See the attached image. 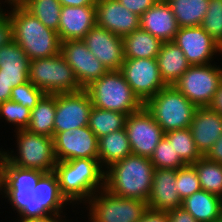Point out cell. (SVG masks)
Returning a JSON list of instances; mask_svg holds the SVG:
<instances>
[{
  "label": "cell",
  "instance_id": "1",
  "mask_svg": "<svg viewBox=\"0 0 222 222\" xmlns=\"http://www.w3.org/2000/svg\"><path fill=\"white\" fill-rule=\"evenodd\" d=\"M54 172L60 192L72 208L81 203L84 206L96 192L105 189V169L98 159L57 161Z\"/></svg>",
  "mask_w": 222,
  "mask_h": 222
},
{
  "label": "cell",
  "instance_id": "2",
  "mask_svg": "<svg viewBox=\"0 0 222 222\" xmlns=\"http://www.w3.org/2000/svg\"><path fill=\"white\" fill-rule=\"evenodd\" d=\"M154 171L150 158L131 154L105 169V189L119 197L147 202Z\"/></svg>",
  "mask_w": 222,
  "mask_h": 222
},
{
  "label": "cell",
  "instance_id": "3",
  "mask_svg": "<svg viewBox=\"0 0 222 222\" xmlns=\"http://www.w3.org/2000/svg\"><path fill=\"white\" fill-rule=\"evenodd\" d=\"M8 15L12 21L13 40L25 51L30 61L60 53L58 32L45 27L22 5L9 6Z\"/></svg>",
  "mask_w": 222,
  "mask_h": 222
},
{
  "label": "cell",
  "instance_id": "4",
  "mask_svg": "<svg viewBox=\"0 0 222 222\" xmlns=\"http://www.w3.org/2000/svg\"><path fill=\"white\" fill-rule=\"evenodd\" d=\"M88 92L92 106L123 114H132L144 104L134 94L120 70H108L101 78L89 84Z\"/></svg>",
  "mask_w": 222,
  "mask_h": 222
},
{
  "label": "cell",
  "instance_id": "5",
  "mask_svg": "<svg viewBox=\"0 0 222 222\" xmlns=\"http://www.w3.org/2000/svg\"><path fill=\"white\" fill-rule=\"evenodd\" d=\"M16 150L0 148V153L13 165L42 172L54 171L57 163L53 138L25 130L14 131ZM3 148V149H2ZM15 152V153H14Z\"/></svg>",
  "mask_w": 222,
  "mask_h": 222
},
{
  "label": "cell",
  "instance_id": "6",
  "mask_svg": "<svg viewBox=\"0 0 222 222\" xmlns=\"http://www.w3.org/2000/svg\"><path fill=\"white\" fill-rule=\"evenodd\" d=\"M144 106L166 133L189 128L197 107L173 85L166 86Z\"/></svg>",
  "mask_w": 222,
  "mask_h": 222
},
{
  "label": "cell",
  "instance_id": "7",
  "mask_svg": "<svg viewBox=\"0 0 222 222\" xmlns=\"http://www.w3.org/2000/svg\"><path fill=\"white\" fill-rule=\"evenodd\" d=\"M28 79L45 94H61L81 91L74 70L61 53L29 62Z\"/></svg>",
  "mask_w": 222,
  "mask_h": 222
},
{
  "label": "cell",
  "instance_id": "8",
  "mask_svg": "<svg viewBox=\"0 0 222 222\" xmlns=\"http://www.w3.org/2000/svg\"><path fill=\"white\" fill-rule=\"evenodd\" d=\"M216 64L190 65L173 86L197 108L210 107L222 82V67Z\"/></svg>",
  "mask_w": 222,
  "mask_h": 222
},
{
  "label": "cell",
  "instance_id": "9",
  "mask_svg": "<svg viewBox=\"0 0 222 222\" xmlns=\"http://www.w3.org/2000/svg\"><path fill=\"white\" fill-rule=\"evenodd\" d=\"M84 207L87 222H138L148 208L145 200L119 197L106 189L96 192Z\"/></svg>",
  "mask_w": 222,
  "mask_h": 222
},
{
  "label": "cell",
  "instance_id": "10",
  "mask_svg": "<svg viewBox=\"0 0 222 222\" xmlns=\"http://www.w3.org/2000/svg\"><path fill=\"white\" fill-rule=\"evenodd\" d=\"M45 172L11 164L0 153V195L18 215L33 198V189Z\"/></svg>",
  "mask_w": 222,
  "mask_h": 222
},
{
  "label": "cell",
  "instance_id": "11",
  "mask_svg": "<svg viewBox=\"0 0 222 222\" xmlns=\"http://www.w3.org/2000/svg\"><path fill=\"white\" fill-rule=\"evenodd\" d=\"M68 204L71 205L60 192L55 172H45L33 189V198L15 219L26 221L49 215H65L63 211Z\"/></svg>",
  "mask_w": 222,
  "mask_h": 222
},
{
  "label": "cell",
  "instance_id": "12",
  "mask_svg": "<svg viewBox=\"0 0 222 222\" xmlns=\"http://www.w3.org/2000/svg\"><path fill=\"white\" fill-rule=\"evenodd\" d=\"M120 71L143 104L167 86L161 78L156 58L124 59Z\"/></svg>",
  "mask_w": 222,
  "mask_h": 222
},
{
  "label": "cell",
  "instance_id": "13",
  "mask_svg": "<svg viewBox=\"0 0 222 222\" xmlns=\"http://www.w3.org/2000/svg\"><path fill=\"white\" fill-rule=\"evenodd\" d=\"M125 129L132 154L150 158L165 132L154 120L153 115L143 106L126 118Z\"/></svg>",
  "mask_w": 222,
  "mask_h": 222
},
{
  "label": "cell",
  "instance_id": "14",
  "mask_svg": "<svg viewBox=\"0 0 222 222\" xmlns=\"http://www.w3.org/2000/svg\"><path fill=\"white\" fill-rule=\"evenodd\" d=\"M173 42L190 65L211 64L216 57H222V47L201 26L179 28Z\"/></svg>",
  "mask_w": 222,
  "mask_h": 222
},
{
  "label": "cell",
  "instance_id": "15",
  "mask_svg": "<svg viewBox=\"0 0 222 222\" xmlns=\"http://www.w3.org/2000/svg\"><path fill=\"white\" fill-rule=\"evenodd\" d=\"M92 103L88 92L56 94V115L54 119V135L58 132L88 126Z\"/></svg>",
  "mask_w": 222,
  "mask_h": 222
},
{
  "label": "cell",
  "instance_id": "16",
  "mask_svg": "<svg viewBox=\"0 0 222 222\" xmlns=\"http://www.w3.org/2000/svg\"><path fill=\"white\" fill-rule=\"evenodd\" d=\"M53 145L57 161L98 159V138L89 126L58 132Z\"/></svg>",
  "mask_w": 222,
  "mask_h": 222
},
{
  "label": "cell",
  "instance_id": "17",
  "mask_svg": "<svg viewBox=\"0 0 222 222\" xmlns=\"http://www.w3.org/2000/svg\"><path fill=\"white\" fill-rule=\"evenodd\" d=\"M60 53L74 70L76 78L83 89L93 81L101 78L108 71L82 40L61 42Z\"/></svg>",
  "mask_w": 222,
  "mask_h": 222
},
{
  "label": "cell",
  "instance_id": "18",
  "mask_svg": "<svg viewBox=\"0 0 222 222\" xmlns=\"http://www.w3.org/2000/svg\"><path fill=\"white\" fill-rule=\"evenodd\" d=\"M82 41L108 70H120L125 59L121 37L96 25Z\"/></svg>",
  "mask_w": 222,
  "mask_h": 222
},
{
  "label": "cell",
  "instance_id": "19",
  "mask_svg": "<svg viewBox=\"0 0 222 222\" xmlns=\"http://www.w3.org/2000/svg\"><path fill=\"white\" fill-rule=\"evenodd\" d=\"M97 26L124 38L140 28V16L126 9L118 0H96Z\"/></svg>",
  "mask_w": 222,
  "mask_h": 222
},
{
  "label": "cell",
  "instance_id": "20",
  "mask_svg": "<svg viewBox=\"0 0 222 222\" xmlns=\"http://www.w3.org/2000/svg\"><path fill=\"white\" fill-rule=\"evenodd\" d=\"M97 25L96 6H62L58 35L61 42L82 40Z\"/></svg>",
  "mask_w": 222,
  "mask_h": 222
},
{
  "label": "cell",
  "instance_id": "21",
  "mask_svg": "<svg viewBox=\"0 0 222 222\" xmlns=\"http://www.w3.org/2000/svg\"><path fill=\"white\" fill-rule=\"evenodd\" d=\"M189 129L196 147L205 156L222 135V114L211 107L197 108Z\"/></svg>",
  "mask_w": 222,
  "mask_h": 222
},
{
  "label": "cell",
  "instance_id": "22",
  "mask_svg": "<svg viewBox=\"0 0 222 222\" xmlns=\"http://www.w3.org/2000/svg\"><path fill=\"white\" fill-rule=\"evenodd\" d=\"M175 186V169H155L147 206L151 209L162 211L182 207L183 200L180 198Z\"/></svg>",
  "mask_w": 222,
  "mask_h": 222
},
{
  "label": "cell",
  "instance_id": "23",
  "mask_svg": "<svg viewBox=\"0 0 222 222\" xmlns=\"http://www.w3.org/2000/svg\"><path fill=\"white\" fill-rule=\"evenodd\" d=\"M140 28L162 42H170L173 41L179 26L167 1L158 0L140 16Z\"/></svg>",
  "mask_w": 222,
  "mask_h": 222
},
{
  "label": "cell",
  "instance_id": "24",
  "mask_svg": "<svg viewBox=\"0 0 222 222\" xmlns=\"http://www.w3.org/2000/svg\"><path fill=\"white\" fill-rule=\"evenodd\" d=\"M29 62L25 51L12 40L0 48V77L14 87L28 82Z\"/></svg>",
  "mask_w": 222,
  "mask_h": 222
},
{
  "label": "cell",
  "instance_id": "25",
  "mask_svg": "<svg viewBox=\"0 0 222 222\" xmlns=\"http://www.w3.org/2000/svg\"><path fill=\"white\" fill-rule=\"evenodd\" d=\"M182 207L198 222H221L222 198L203 189L186 197Z\"/></svg>",
  "mask_w": 222,
  "mask_h": 222
},
{
  "label": "cell",
  "instance_id": "26",
  "mask_svg": "<svg viewBox=\"0 0 222 222\" xmlns=\"http://www.w3.org/2000/svg\"><path fill=\"white\" fill-rule=\"evenodd\" d=\"M156 60L161 78L167 86L173 85L190 66L184 52L173 41L163 42Z\"/></svg>",
  "mask_w": 222,
  "mask_h": 222
},
{
  "label": "cell",
  "instance_id": "27",
  "mask_svg": "<svg viewBox=\"0 0 222 222\" xmlns=\"http://www.w3.org/2000/svg\"><path fill=\"white\" fill-rule=\"evenodd\" d=\"M131 154L125 128L98 138V160L104 169Z\"/></svg>",
  "mask_w": 222,
  "mask_h": 222
},
{
  "label": "cell",
  "instance_id": "28",
  "mask_svg": "<svg viewBox=\"0 0 222 222\" xmlns=\"http://www.w3.org/2000/svg\"><path fill=\"white\" fill-rule=\"evenodd\" d=\"M122 39L125 59L156 58L163 44L157 37L141 28Z\"/></svg>",
  "mask_w": 222,
  "mask_h": 222
},
{
  "label": "cell",
  "instance_id": "29",
  "mask_svg": "<svg viewBox=\"0 0 222 222\" xmlns=\"http://www.w3.org/2000/svg\"><path fill=\"white\" fill-rule=\"evenodd\" d=\"M56 115V94H44L30 113L26 130L53 138L54 117Z\"/></svg>",
  "mask_w": 222,
  "mask_h": 222
},
{
  "label": "cell",
  "instance_id": "30",
  "mask_svg": "<svg viewBox=\"0 0 222 222\" xmlns=\"http://www.w3.org/2000/svg\"><path fill=\"white\" fill-rule=\"evenodd\" d=\"M175 15L179 28L200 26L206 15L209 0H166Z\"/></svg>",
  "mask_w": 222,
  "mask_h": 222
},
{
  "label": "cell",
  "instance_id": "31",
  "mask_svg": "<svg viewBox=\"0 0 222 222\" xmlns=\"http://www.w3.org/2000/svg\"><path fill=\"white\" fill-rule=\"evenodd\" d=\"M127 114L118 111L102 110L92 106L88 126L97 138L125 128Z\"/></svg>",
  "mask_w": 222,
  "mask_h": 222
},
{
  "label": "cell",
  "instance_id": "32",
  "mask_svg": "<svg viewBox=\"0 0 222 222\" xmlns=\"http://www.w3.org/2000/svg\"><path fill=\"white\" fill-rule=\"evenodd\" d=\"M192 165L197 171L201 188L222 198V164L203 156Z\"/></svg>",
  "mask_w": 222,
  "mask_h": 222
},
{
  "label": "cell",
  "instance_id": "33",
  "mask_svg": "<svg viewBox=\"0 0 222 222\" xmlns=\"http://www.w3.org/2000/svg\"><path fill=\"white\" fill-rule=\"evenodd\" d=\"M22 6L48 28L58 32L62 5L58 0H25Z\"/></svg>",
  "mask_w": 222,
  "mask_h": 222
},
{
  "label": "cell",
  "instance_id": "34",
  "mask_svg": "<svg viewBox=\"0 0 222 222\" xmlns=\"http://www.w3.org/2000/svg\"><path fill=\"white\" fill-rule=\"evenodd\" d=\"M165 137L172 143L175 152L186 164H193L203 155L199 152L189 128L171 130Z\"/></svg>",
  "mask_w": 222,
  "mask_h": 222
},
{
  "label": "cell",
  "instance_id": "35",
  "mask_svg": "<svg viewBox=\"0 0 222 222\" xmlns=\"http://www.w3.org/2000/svg\"><path fill=\"white\" fill-rule=\"evenodd\" d=\"M155 169H179L187 165L175 152L172 143L164 136L150 157Z\"/></svg>",
  "mask_w": 222,
  "mask_h": 222
},
{
  "label": "cell",
  "instance_id": "36",
  "mask_svg": "<svg viewBox=\"0 0 222 222\" xmlns=\"http://www.w3.org/2000/svg\"><path fill=\"white\" fill-rule=\"evenodd\" d=\"M31 110L12 100L0 103V120L6 124L13 125L17 130H25L29 125Z\"/></svg>",
  "mask_w": 222,
  "mask_h": 222
},
{
  "label": "cell",
  "instance_id": "37",
  "mask_svg": "<svg viewBox=\"0 0 222 222\" xmlns=\"http://www.w3.org/2000/svg\"><path fill=\"white\" fill-rule=\"evenodd\" d=\"M200 26L222 47V0H209Z\"/></svg>",
  "mask_w": 222,
  "mask_h": 222
},
{
  "label": "cell",
  "instance_id": "38",
  "mask_svg": "<svg viewBox=\"0 0 222 222\" xmlns=\"http://www.w3.org/2000/svg\"><path fill=\"white\" fill-rule=\"evenodd\" d=\"M175 187L182 200L202 189L197 171L192 164H187L176 170Z\"/></svg>",
  "mask_w": 222,
  "mask_h": 222
},
{
  "label": "cell",
  "instance_id": "39",
  "mask_svg": "<svg viewBox=\"0 0 222 222\" xmlns=\"http://www.w3.org/2000/svg\"><path fill=\"white\" fill-rule=\"evenodd\" d=\"M44 94L41 89L28 81L12 88L10 100L33 110Z\"/></svg>",
  "mask_w": 222,
  "mask_h": 222
},
{
  "label": "cell",
  "instance_id": "40",
  "mask_svg": "<svg viewBox=\"0 0 222 222\" xmlns=\"http://www.w3.org/2000/svg\"><path fill=\"white\" fill-rule=\"evenodd\" d=\"M126 9L137 14L143 15L151 8L158 0H118Z\"/></svg>",
  "mask_w": 222,
  "mask_h": 222
},
{
  "label": "cell",
  "instance_id": "41",
  "mask_svg": "<svg viewBox=\"0 0 222 222\" xmlns=\"http://www.w3.org/2000/svg\"><path fill=\"white\" fill-rule=\"evenodd\" d=\"M13 40L12 21L7 14L0 20V48Z\"/></svg>",
  "mask_w": 222,
  "mask_h": 222
},
{
  "label": "cell",
  "instance_id": "42",
  "mask_svg": "<svg viewBox=\"0 0 222 222\" xmlns=\"http://www.w3.org/2000/svg\"><path fill=\"white\" fill-rule=\"evenodd\" d=\"M138 222H170L168 211L147 208Z\"/></svg>",
  "mask_w": 222,
  "mask_h": 222
},
{
  "label": "cell",
  "instance_id": "43",
  "mask_svg": "<svg viewBox=\"0 0 222 222\" xmlns=\"http://www.w3.org/2000/svg\"><path fill=\"white\" fill-rule=\"evenodd\" d=\"M170 222H198L193 216L183 207L168 211Z\"/></svg>",
  "mask_w": 222,
  "mask_h": 222
},
{
  "label": "cell",
  "instance_id": "44",
  "mask_svg": "<svg viewBox=\"0 0 222 222\" xmlns=\"http://www.w3.org/2000/svg\"><path fill=\"white\" fill-rule=\"evenodd\" d=\"M205 157L210 161L218 162L219 164H222V135L213 144V146L207 152Z\"/></svg>",
  "mask_w": 222,
  "mask_h": 222
},
{
  "label": "cell",
  "instance_id": "45",
  "mask_svg": "<svg viewBox=\"0 0 222 222\" xmlns=\"http://www.w3.org/2000/svg\"><path fill=\"white\" fill-rule=\"evenodd\" d=\"M13 87V85H9L4 79L0 77V103L10 100L11 90Z\"/></svg>",
  "mask_w": 222,
  "mask_h": 222
},
{
  "label": "cell",
  "instance_id": "46",
  "mask_svg": "<svg viewBox=\"0 0 222 222\" xmlns=\"http://www.w3.org/2000/svg\"><path fill=\"white\" fill-rule=\"evenodd\" d=\"M65 217H66L65 215L64 216L63 215H49V216L43 217V218L31 219V220H26V221H16L15 220L14 222H72V220L70 221L69 219H67Z\"/></svg>",
  "mask_w": 222,
  "mask_h": 222
},
{
  "label": "cell",
  "instance_id": "47",
  "mask_svg": "<svg viewBox=\"0 0 222 222\" xmlns=\"http://www.w3.org/2000/svg\"><path fill=\"white\" fill-rule=\"evenodd\" d=\"M62 6H88L95 5L96 0H58Z\"/></svg>",
  "mask_w": 222,
  "mask_h": 222
},
{
  "label": "cell",
  "instance_id": "48",
  "mask_svg": "<svg viewBox=\"0 0 222 222\" xmlns=\"http://www.w3.org/2000/svg\"><path fill=\"white\" fill-rule=\"evenodd\" d=\"M210 107L213 110L222 114V82H221L220 88L218 89L216 93L215 99Z\"/></svg>",
  "mask_w": 222,
  "mask_h": 222
},
{
  "label": "cell",
  "instance_id": "49",
  "mask_svg": "<svg viewBox=\"0 0 222 222\" xmlns=\"http://www.w3.org/2000/svg\"><path fill=\"white\" fill-rule=\"evenodd\" d=\"M2 4H3V6H2ZM3 7H5V8L3 9ZM8 9H9V7L6 8V2L3 0H0V20L8 14Z\"/></svg>",
  "mask_w": 222,
  "mask_h": 222
},
{
  "label": "cell",
  "instance_id": "50",
  "mask_svg": "<svg viewBox=\"0 0 222 222\" xmlns=\"http://www.w3.org/2000/svg\"><path fill=\"white\" fill-rule=\"evenodd\" d=\"M7 3V7L14 5H22L25 0H4Z\"/></svg>",
  "mask_w": 222,
  "mask_h": 222
}]
</instances>
